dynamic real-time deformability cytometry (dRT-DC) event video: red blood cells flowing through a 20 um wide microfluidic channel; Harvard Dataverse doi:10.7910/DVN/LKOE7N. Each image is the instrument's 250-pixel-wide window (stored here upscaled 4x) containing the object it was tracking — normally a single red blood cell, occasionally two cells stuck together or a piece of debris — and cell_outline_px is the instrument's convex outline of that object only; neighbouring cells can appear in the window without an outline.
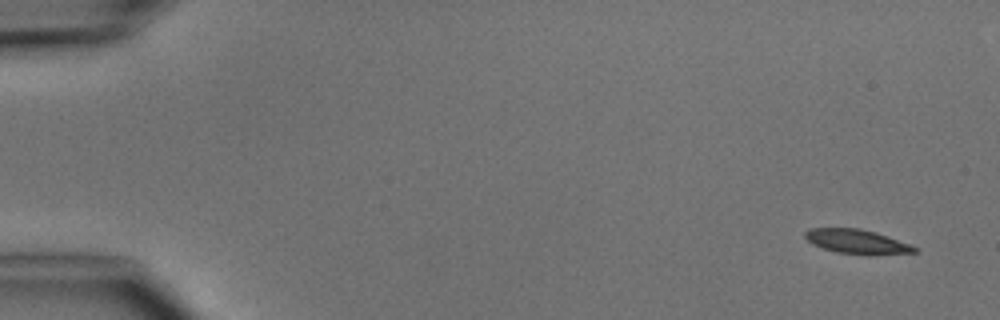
{"species": "common noctule bat (a hibernating species)", "species_latin": "Nyctalus noctula", "temperature_condition": "cold", "stored_images_in_passage": 7, "camera_frame_rate_fps": 3000, "um_per_image_px": 0.085, "animal": {"sex": "male", "body_mass_g": 15.6}, "frame": {"image": 1, "passage_image": 1, "time_ms": 0.0, "image_size_px": [1000, 320], "cell_outline_px": [[920, 248], [916, 252], [836, 252], [812, 244], [804, 236], [804, 232], [808, 228], [860, 228], [876, 232]], "centroid_in_image_um": [72.74, 20.47], "position_along_channel_um": 12.3, "area_um2": 14.57}}
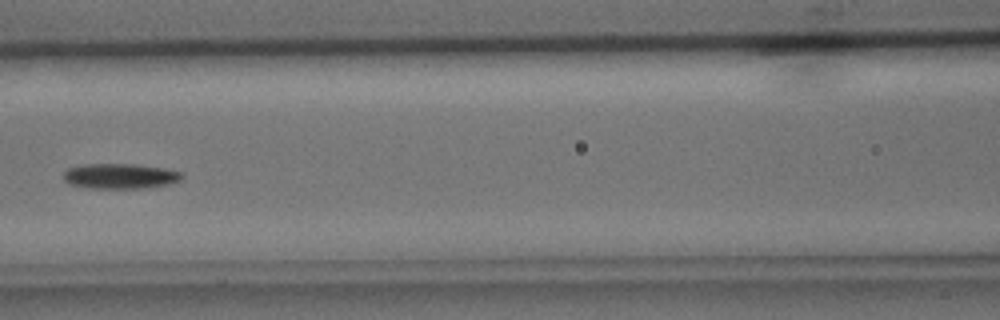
{"frame": {"image": 2, "passage_image": 6, "time_ms": 6.667, "image_size_px": [1000, 320], "cell_outline_px": [[184, 176], [180, 180], [168, 184], [144, 188], [88, 188], [68, 184], [64, 180], [64, 172], [68, 168], [84, 164], [136, 164], [164, 168], [184, 172]], "centroid_in_image_um": [10.22, 14.97], "position_along_channel_um": 156.4, "area_um2": 17.51}}
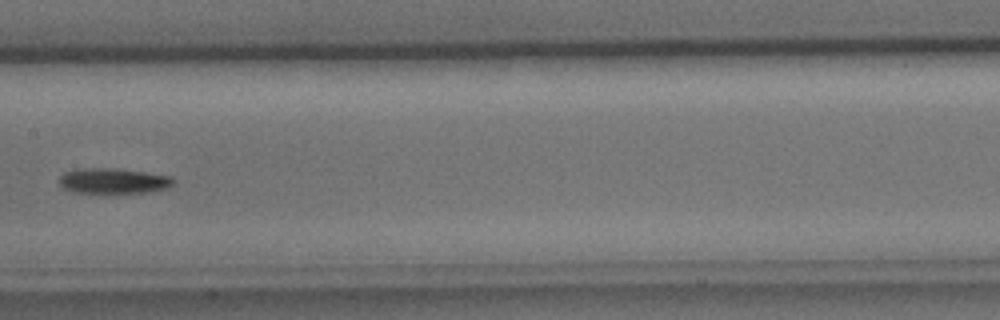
{"frame": {"image": 3, "passage_image": 7, "time_ms": 7.667, "image_size_px": [1000, 320], "cell_outline_px": [[176, 180], [168, 188], [148, 192], [76, 192], [64, 188], [60, 184], [60, 176], [64, 172], [76, 168], [112, 168], [144, 172], [172, 176]], "centroid_in_image_um": [9.65, 15.36], "position_along_channel_um": 197.8, "area_um2": 16.7}}